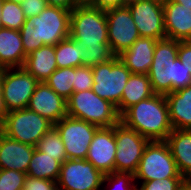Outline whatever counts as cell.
Masks as SVG:
<instances>
[{"label": "cell", "mask_w": 191, "mask_h": 190, "mask_svg": "<svg viewBox=\"0 0 191 190\" xmlns=\"http://www.w3.org/2000/svg\"><path fill=\"white\" fill-rule=\"evenodd\" d=\"M106 11L96 7H75L71 11L69 37L84 47L82 66L107 62L116 55L108 40Z\"/></svg>", "instance_id": "obj_1"}, {"label": "cell", "mask_w": 191, "mask_h": 190, "mask_svg": "<svg viewBox=\"0 0 191 190\" xmlns=\"http://www.w3.org/2000/svg\"><path fill=\"white\" fill-rule=\"evenodd\" d=\"M147 75L155 94L166 95L191 85V74L178 58L177 40H157Z\"/></svg>", "instance_id": "obj_2"}, {"label": "cell", "mask_w": 191, "mask_h": 190, "mask_svg": "<svg viewBox=\"0 0 191 190\" xmlns=\"http://www.w3.org/2000/svg\"><path fill=\"white\" fill-rule=\"evenodd\" d=\"M71 11L48 5L38 16L25 19L20 35L26 55L45 45H56L70 34Z\"/></svg>", "instance_id": "obj_3"}, {"label": "cell", "mask_w": 191, "mask_h": 190, "mask_svg": "<svg viewBox=\"0 0 191 190\" xmlns=\"http://www.w3.org/2000/svg\"><path fill=\"white\" fill-rule=\"evenodd\" d=\"M120 121L149 141H166L172 132L168 105L165 95L153 96L129 107Z\"/></svg>", "instance_id": "obj_4"}, {"label": "cell", "mask_w": 191, "mask_h": 190, "mask_svg": "<svg viewBox=\"0 0 191 190\" xmlns=\"http://www.w3.org/2000/svg\"><path fill=\"white\" fill-rule=\"evenodd\" d=\"M67 115L97 127H111L120 121L116 106L92 89L72 93L67 100Z\"/></svg>", "instance_id": "obj_5"}, {"label": "cell", "mask_w": 191, "mask_h": 190, "mask_svg": "<svg viewBox=\"0 0 191 190\" xmlns=\"http://www.w3.org/2000/svg\"><path fill=\"white\" fill-rule=\"evenodd\" d=\"M54 124L28 108L5 113L0 120V131L24 144L36 146Z\"/></svg>", "instance_id": "obj_6"}, {"label": "cell", "mask_w": 191, "mask_h": 190, "mask_svg": "<svg viewBox=\"0 0 191 190\" xmlns=\"http://www.w3.org/2000/svg\"><path fill=\"white\" fill-rule=\"evenodd\" d=\"M165 178H184L178 171L166 141H149L146 145L137 171L136 180L151 181Z\"/></svg>", "instance_id": "obj_7"}, {"label": "cell", "mask_w": 191, "mask_h": 190, "mask_svg": "<svg viewBox=\"0 0 191 190\" xmlns=\"http://www.w3.org/2000/svg\"><path fill=\"white\" fill-rule=\"evenodd\" d=\"M93 72L92 90L100 98L110 101L116 108L120 105L124 87L131 71L118 56L91 67Z\"/></svg>", "instance_id": "obj_8"}, {"label": "cell", "mask_w": 191, "mask_h": 190, "mask_svg": "<svg viewBox=\"0 0 191 190\" xmlns=\"http://www.w3.org/2000/svg\"><path fill=\"white\" fill-rule=\"evenodd\" d=\"M114 135L117 146L114 171L134 175L149 140L121 121L114 125Z\"/></svg>", "instance_id": "obj_9"}, {"label": "cell", "mask_w": 191, "mask_h": 190, "mask_svg": "<svg viewBox=\"0 0 191 190\" xmlns=\"http://www.w3.org/2000/svg\"><path fill=\"white\" fill-rule=\"evenodd\" d=\"M38 83L24 67L4 68L2 96L5 113L27 108Z\"/></svg>", "instance_id": "obj_10"}, {"label": "cell", "mask_w": 191, "mask_h": 190, "mask_svg": "<svg viewBox=\"0 0 191 190\" xmlns=\"http://www.w3.org/2000/svg\"><path fill=\"white\" fill-rule=\"evenodd\" d=\"M54 127L64 143L67 159H86L89 145L99 127L68 115Z\"/></svg>", "instance_id": "obj_11"}, {"label": "cell", "mask_w": 191, "mask_h": 190, "mask_svg": "<svg viewBox=\"0 0 191 190\" xmlns=\"http://www.w3.org/2000/svg\"><path fill=\"white\" fill-rule=\"evenodd\" d=\"M104 174L86 159H67L60 167L59 190H101Z\"/></svg>", "instance_id": "obj_12"}, {"label": "cell", "mask_w": 191, "mask_h": 190, "mask_svg": "<svg viewBox=\"0 0 191 190\" xmlns=\"http://www.w3.org/2000/svg\"><path fill=\"white\" fill-rule=\"evenodd\" d=\"M106 20L109 44L116 56L127 50L140 37L128 7L106 10Z\"/></svg>", "instance_id": "obj_13"}, {"label": "cell", "mask_w": 191, "mask_h": 190, "mask_svg": "<svg viewBox=\"0 0 191 190\" xmlns=\"http://www.w3.org/2000/svg\"><path fill=\"white\" fill-rule=\"evenodd\" d=\"M128 9L140 37L156 40L166 38L162 3L153 0H140L128 6Z\"/></svg>", "instance_id": "obj_14"}, {"label": "cell", "mask_w": 191, "mask_h": 190, "mask_svg": "<svg viewBox=\"0 0 191 190\" xmlns=\"http://www.w3.org/2000/svg\"><path fill=\"white\" fill-rule=\"evenodd\" d=\"M114 126L99 127L89 145L86 160L104 175L114 172L116 156Z\"/></svg>", "instance_id": "obj_15"}, {"label": "cell", "mask_w": 191, "mask_h": 190, "mask_svg": "<svg viewBox=\"0 0 191 190\" xmlns=\"http://www.w3.org/2000/svg\"><path fill=\"white\" fill-rule=\"evenodd\" d=\"M27 108L56 124L67 115V100L45 82H39Z\"/></svg>", "instance_id": "obj_16"}, {"label": "cell", "mask_w": 191, "mask_h": 190, "mask_svg": "<svg viewBox=\"0 0 191 190\" xmlns=\"http://www.w3.org/2000/svg\"><path fill=\"white\" fill-rule=\"evenodd\" d=\"M35 146L21 143L0 131V169L27 173Z\"/></svg>", "instance_id": "obj_17"}, {"label": "cell", "mask_w": 191, "mask_h": 190, "mask_svg": "<svg viewBox=\"0 0 191 190\" xmlns=\"http://www.w3.org/2000/svg\"><path fill=\"white\" fill-rule=\"evenodd\" d=\"M166 38L191 41V9L173 0L163 4Z\"/></svg>", "instance_id": "obj_18"}, {"label": "cell", "mask_w": 191, "mask_h": 190, "mask_svg": "<svg viewBox=\"0 0 191 190\" xmlns=\"http://www.w3.org/2000/svg\"><path fill=\"white\" fill-rule=\"evenodd\" d=\"M156 42V39L139 37L118 57L132 74H148L153 62Z\"/></svg>", "instance_id": "obj_19"}, {"label": "cell", "mask_w": 191, "mask_h": 190, "mask_svg": "<svg viewBox=\"0 0 191 190\" xmlns=\"http://www.w3.org/2000/svg\"><path fill=\"white\" fill-rule=\"evenodd\" d=\"M27 55L24 52L19 30L0 28V67H23Z\"/></svg>", "instance_id": "obj_20"}, {"label": "cell", "mask_w": 191, "mask_h": 190, "mask_svg": "<svg viewBox=\"0 0 191 190\" xmlns=\"http://www.w3.org/2000/svg\"><path fill=\"white\" fill-rule=\"evenodd\" d=\"M166 142L176 162L179 173L191 181V130L173 129Z\"/></svg>", "instance_id": "obj_21"}, {"label": "cell", "mask_w": 191, "mask_h": 190, "mask_svg": "<svg viewBox=\"0 0 191 190\" xmlns=\"http://www.w3.org/2000/svg\"><path fill=\"white\" fill-rule=\"evenodd\" d=\"M173 129L191 130V85L165 95Z\"/></svg>", "instance_id": "obj_22"}, {"label": "cell", "mask_w": 191, "mask_h": 190, "mask_svg": "<svg viewBox=\"0 0 191 190\" xmlns=\"http://www.w3.org/2000/svg\"><path fill=\"white\" fill-rule=\"evenodd\" d=\"M39 82H45L58 68L55 58V46L45 45L27 55L23 66Z\"/></svg>", "instance_id": "obj_23"}, {"label": "cell", "mask_w": 191, "mask_h": 190, "mask_svg": "<svg viewBox=\"0 0 191 190\" xmlns=\"http://www.w3.org/2000/svg\"><path fill=\"white\" fill-rule=\"evenodd\" d=\"M154 94L147 74H131L124 87L120 105L117 107L118 114L121 116L129 107Z\"/></svg>", "instance_id": "obj_24"}, {"label": "cell", "mask_w": 191, "mask_h": 190, "mask_svg": "<svg viewBox=\"0 0 191 190\" xmlns=\"http://www.w3.org/2000/svg\"><path fill=\"white\" fill-rule=\"evenodd\" d=\"M61 163L35 148L27 169V176L46 180H58Z\"/></svg>", "instance_id": "obj_25"}, {"label": "cell", "mask_w": 191, "mask_h": 190, "mask_svg": "<svg viewBox=\"0 0 191 190\" xmlns=\"http://www.w3.org/2000/svg\"><path fill=\"white\" fill-rule=\"evenodd\" d=\"M83 49L72 38L68 37L55 45V58L58 68L82 66Z\"/></svg>", "instance_id": "obj_26"}, {"label": "cell", "mask_w": 191, "mask_h": 190, "mask_svg": "<svg viewBox=\"0 0 191 190\" xmlns=\"http://www.w3.org/2000/svg\"><path fill=\"white\" fill-rule=\"evenodd\" d=\"M74 82V67L57 68L45 81L58 95L68 100L72 93Z\"/></svg>", "instance_id": "obj_27"}, {"label": "cell", "mask_w": 191, "mask_h": 190, "mask_svg": "<svg viewBox=\"0 0 191 190\" xmlns=\"http://www.w3.org/2000/svg\"><path fill=\"white\" fill-rule=\"evenodd\" d=\"M35 147L37 150L54 157L61 164L67 160L64 143L55 127L45 133Z\"/></svg>", "instance_id": "obj_28"}, {"label": "cell", "mask_w": 191, "mask_h": 190, "mask_svg": "<svg viewBox=\"0 0 191 190\" xmlns=\"http://www.w3.org/2000/svg\"><path fill=\"white\" fill-rule=\"evenodd\" d=\"M25 16L20 4L5 1L1 11L2 27L20 30L25 22Z\"/></svg>", "instance_id": "obj_29"}, {"label": "cell", "mask_w": 191, "mask_h": 190, "mask_svg": "<svg viewBox=\"0 0 191 190\" xmlns=\"http://www.w3.org/2000/svg\"><path fill=\"white\" fill-rule=\"evenodd\" d=\"M107 184V190H137L138 182H135L132 173L112 172L104 175L102 185ZM114 188V189H113Z\"/></svg>", "instance_id": "obj_30"}, {"label": "cell", "mask_w": 191, "mask_h": 190, "mask_svg": "<svg viewBox=\"0 0 191 190\" xmlns=\"http://www.w3.org/2000/svg\"><path fill=\"white\" fill-rule=\"evenodd\" d=\"M188 181L185 178H163L144 181L137 190H181Z\"/></svg>", "instance_id": "obj_31"}, {"label": "cell", "mask_w": 191, "mask_h": 190, "mask_svg": "<svg viewBox=\"0 0 191 190\" xmlns=\"http://www.w3.org/2000/svg\"><path fill=\"white\" fill-rule=\"evenodd\" d=\"M27 174L10 169H0V190H21Z\"/></svg>", "instance_id": "obj_32"}, {"label": "cell", "mask_w": 191, "mask_h": 190, "mask_svg": "<svg viewBox=\"0 0 191 190\" xmlns=\"http://www.w3.org/2000/svg\"><path fill=\"white\" fill-rule=\"evenodd\" d=\"M93 72L91 66L74 67V92H81L92 89Z\"/></svg>", "instance_id": "obj_33"}, {"label": "cell", "mask_w": 191, "mask_h": 190, "mask_svg": "<svg viewBox=\"0 0 191 190\" xmlns=\"http://www.w3.org/2000/svg\"><path fill=\"white\" fill-rule=\"evenodd\" d=\"M21 190H59L56 181L26 176Z\"/></svg>", "instance_id": "obj_34"}, {"label": "cell", "mask_w": 191, "mask_h": 190, "mask_svg": "<svg viewBox=\"0 0 191 190\" xmlns=\"http://www.w3.org/2000/svg\"><path fill=\"white\" fill-rule=\"evenodd\" d=\"M25 18L38 16L48 6L47 0H24L21 4Z\"/></svg>", "instance_id": "obj_35"}, {"label": "cell", "mask_w": 191, "mask_h": 190, "mask_svg": "<svg viewBox=\"0 0 191 190\" xmlns=\"http://www.w3.org/2000/svg\"><path fill=\"white\" fill-rule=\"evenodd\" d=\"M178 58L191 74V41H178Z\"/></svg>", "instance_id": "obj_36"}, {"label": "cell", "mask_w": 191, "mask_h": 190, "mask_svg": "<svg viewBox=\"0 0 191 190\" xmlns=\"http://www.w3.org/2000/svg\"><path fill=\"white\" fill-rule=\"evenodd\" d=\"M92 7L106 11L109 9L121 7V0H96Z\"/></svg>", "instance_id": "obj_37"}, {"label": "cell", "mask_w": 191, "mask_h": 190, "mask_svg": "<svg viewBox=\"0 0 191 190\" xmlns=\"http://www.w3.org/2000/svg\"><path fill=\"white\" fill-rule=\"evenodd\" d=\"M48 5L73 10V0H47Z\"/></svg>", "instance_id": "obj_38"}, {"label": "cell", "mask_w": 191, "mask_h": 190, "mask_svg": "<svg viewBox=\"0 0 191 190\" xmlns=\"http://www.w3.org/2000/svg\"><path fill=\"white\" fill-rule=\"evenodd\" d=\"M3 77H4V68L0 67V120L2 119L3 115L5 114L3 96H2V80H3Z\"/></svg>", "instance_id": "obj_39"}, {"label": "cell", "mask_w": 191, "mask_h": 190, "mask_svg": "<svg viewBox=\"0 0 191 190\" xmlns=\"http://www.w3.org/2000/svg\"><path fill=\"white\" fill-rule=\"evenodd\" d=\"M96 0H73V9L75 7L93 6Z\"/></svg>", "instance_id": "obj_40"}, {"label": "cell", "mask_w": 191, "mask_h": 190, "mask_svg": "<svg viewBox=\"0 0 191 190\" xmlns=\"http://www.w3.org/2000/svg\"><path fill=\"white\" fill-rule=\"evenodd\" d=\"M140 0H121V7H128Z\"/></svg>", "instance_id": "obj_41"}, {"label": "cell", "mask_w": 191, "mask_h": 190, "mask_svg": "<svg viewBox=\"0 0 191 190\" xmlns=\"http://www.w3.org/2000/svg\"><path fill=\"white\" fill-rule=\"evenodd\" d=\"M174 2H177L181 5H185V7L191 9V0H173Z\"/></svg>", "instance_id": "obj_42"}, {"label": "cell", "mask_w": 191, "mask_h": 190, "mask_svg": "<svg viewBox=\"0 0 191 190\" xmlns=\"http://www.w3.org/2000/svg\"><path fill=\"white\" fill-rule=\"evenodd\" d=\"M181 190H191V181H188Z\"/></svg>", "instance_id": "obj_43"}, {"label": "cell", "mask_w": 191, "mask_h": 190, "mask_svg": "<svg viewBox=\"0 0 191 190\" xmlns=\"http://www.w3.org/2000/svg\"><path fill=\"white\" fill-rule=\"evenodd\" d=\"M3 2H4V0H0V28L2 27V25H1V11H2V7H3Z\"/></svg>", "instance_id": "obj_44"}, {"label": "cell", "mask_w": 191, "mask_h": 190, "mask_svg": "<svg viewBox=\"0 0 191 190\" xmlns=\"http://www.w3.org/2000/svg\"><path fill=\"white\" fill-rule=\"evenodd\" d=\"M5 1L14 2L16 4H21L24 0H5Z\"/></svg>", "instance_id": "obj_45"}, {"label": "cell", "mask_w": 191, "mask_h": 190, "mask_svg": "<svg viewBox=\"0 0 191 190\" xmlns=\"http://www.w3.org/2000/svg\"><path fill=\"white\" fill-rule=\"evenodd\" d=\"M153 1H157V2H159V3L164 4V3H166L168 0H153Z\"/></svg>", "instance_id": "obj_46"}]
</instances>
